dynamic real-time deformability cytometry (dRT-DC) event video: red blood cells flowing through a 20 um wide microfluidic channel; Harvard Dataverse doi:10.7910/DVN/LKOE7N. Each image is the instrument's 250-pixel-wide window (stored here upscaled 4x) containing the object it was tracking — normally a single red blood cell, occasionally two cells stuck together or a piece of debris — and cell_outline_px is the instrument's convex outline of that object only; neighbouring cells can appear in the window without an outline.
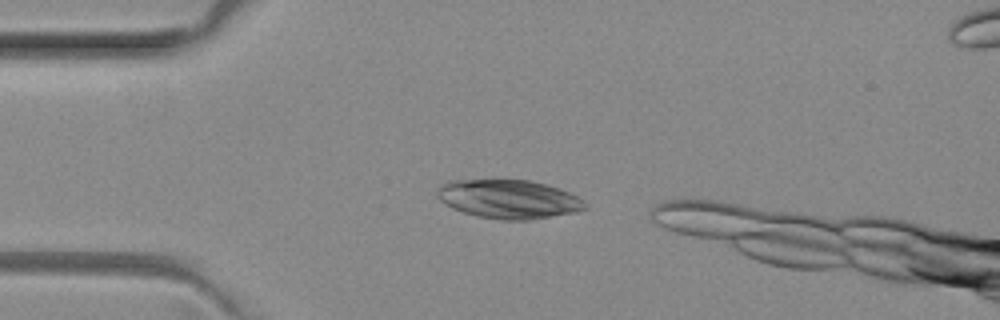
{"species": "common noctule bat (a hibernating species)", "species_latin": "Nyctalus noctula", "temperature_condition": "room temperature", "stored_images_in_passage": 4, "camera_frame_rate_fps": 3000, "um_per_image_px": 0.085, "animal": {"sex": "female", "body_mass_g": 29.2, "forearm_length_mm": 56.3}, "frame": {"image": 1, "passage_image": 4, "time_ms": 1.0, "image_size_px": [1000, 320], "cell_outline_px": [[588, 208], [576, 212], [532, 220], [500, 220], [476, 216], [452, 208], [444, 204], [436, 196], [436, 188], [440, 184], [448, 180], [528, 180], [544, 184], [568, 192], [576, 196], [588, 204]], "centroid_in_image_um": [43.19, 16.93], "position_along_channel_um": 41.8, "area_um2": 33.64}}